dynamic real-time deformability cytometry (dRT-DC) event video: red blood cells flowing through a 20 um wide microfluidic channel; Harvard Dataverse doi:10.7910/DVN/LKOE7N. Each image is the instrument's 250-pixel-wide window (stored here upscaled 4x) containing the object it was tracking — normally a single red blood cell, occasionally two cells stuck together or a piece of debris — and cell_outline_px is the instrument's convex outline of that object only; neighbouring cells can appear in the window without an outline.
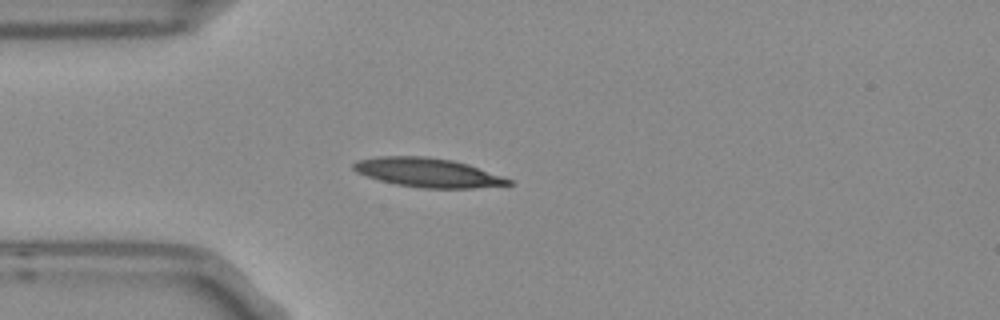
{"species": "Egyptian fruit bat (a non-hibernating species)", "species_latin": "Rousettus aegyptiacus", "temperature_condition": "room temperature", "stored_images_in_passage": 3, "camera_frame_rate_fps": 3000, "um_per_image_px": 0.085, "frame": {"image": 1, "passage_image": 3, "time_ms": 0.667, "image_size_px": [1000, 320], "cell_outline_px": [[512, 184], [472, 188], [420, 188], [396, 184], [380, 180], [356, 172], [352, 168], [352, 164], [356, 160], [380, 156], [424, 156], [452, 160], [468, 164], [512, 180]], "centroid_in_image_um": [36.32, 14.66], "position_along_channel_um": 48.7, "area_um2": 26.07}}